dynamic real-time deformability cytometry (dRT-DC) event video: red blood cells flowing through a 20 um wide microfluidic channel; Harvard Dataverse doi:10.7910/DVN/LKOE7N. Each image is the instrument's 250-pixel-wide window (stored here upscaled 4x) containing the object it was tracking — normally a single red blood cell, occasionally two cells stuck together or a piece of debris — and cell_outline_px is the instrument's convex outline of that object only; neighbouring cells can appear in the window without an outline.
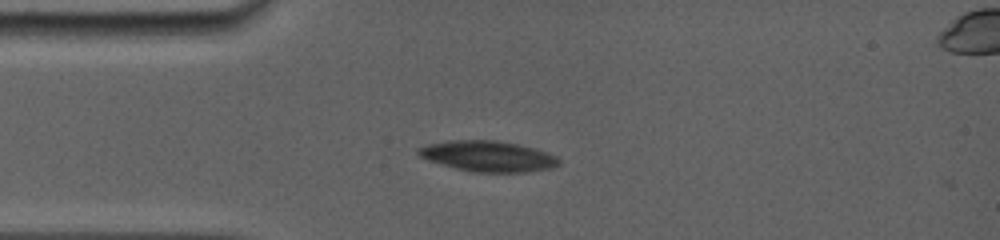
{"species": "common noctule bat (a hibernating species)", "species_latin": "Nyctalus noctula", "temperature_condition": "room temperature", "stored_images_in_passage": 3, "camera_frame_rate_fps": 5000, "um_per_image_px": 0.085, "animal": {"sex": "female", "body_mass_g": 19.0, "forearm_length_mm": 56.7}, "frame": {"image": 1, "passage_image": 2, "time_ms": 0.2, "image_size_px": [1000, 240], "cell_outline_px": [[560, 164], [552, 168], [528, 172], [472, 172], [456, 168], [428, 160], [420, 156], [416, 152], [416, 148], [428, 144], [448, 140], [496, 140], [516, 144], [548, 152], [556, 156], [560, 160]], "centroid_in_image_um": [41.48, 13.28], "position_along_channel_um": 43.5, "area_um2": 25.14}}